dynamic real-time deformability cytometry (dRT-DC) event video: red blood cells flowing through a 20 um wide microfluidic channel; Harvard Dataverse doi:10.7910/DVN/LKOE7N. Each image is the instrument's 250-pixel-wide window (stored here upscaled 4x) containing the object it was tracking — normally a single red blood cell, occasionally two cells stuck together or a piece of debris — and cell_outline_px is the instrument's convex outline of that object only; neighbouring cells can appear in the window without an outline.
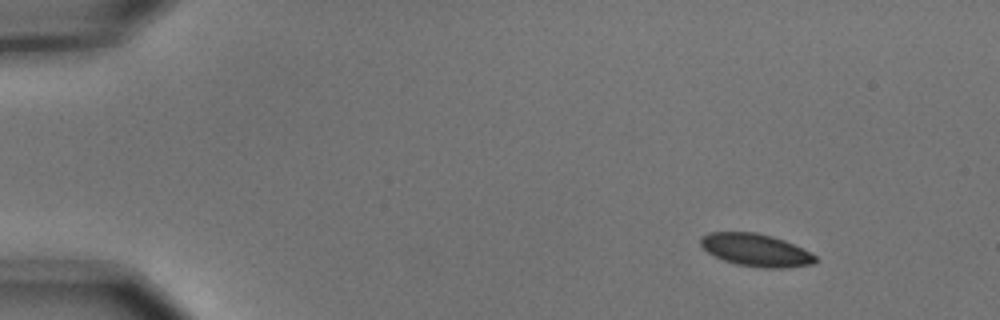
{"species": "common noctule bat (a hibernating species)", "species_latin": "Nyctalus noctula", "temperature_condition": "cold", "stored_images_in_passage": 4, "camera_frame_rate_fps": 3000, "um_per_image_px": 0.085, "animal": {"sex": "male", "body_mass_g": 15.6}, "frame": {"image": 1, "passage_image": 2, "time_ms": 0.333, "image_size_px": [1000, 320], "cell_outline_px": [[816, 260], [812, 264], [788, 268], [764, 268], [736, 264], [724, 260], [708, 252], [700, 244], [700, 240], [708, 232], [756, 232], [772, 236], [784, 240], [804, 248], [816, 256]], "centroid_in_image_um": [64.28, 21.25], "position_along_channel_um": 20.7, "area_um2": 21.73}}
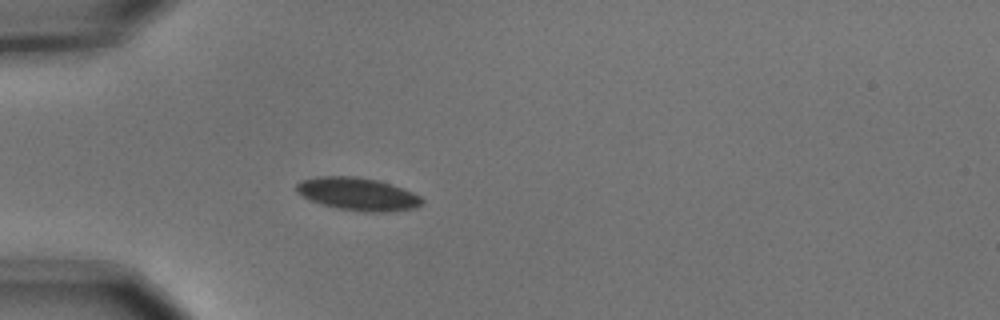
{"frame": {"image": 2, "passage_image": 4, "time_ms": 1.0, "image_size_px": [1000, 320], "cell_outline_px": [[424, 204], [416, 208], [388, 212], [364, 212], [336, 208], [308, 200], [300, 196], [296, 192], [296, 184], [300, 180], [316, 176], [356, 176], [376, 180], [404, 188], [420, 196], [424, 200]], "centroid_in_image_um": [30.39, 16.5], "position_along_channel_um": 54.6, "area_um2": 24.39}}